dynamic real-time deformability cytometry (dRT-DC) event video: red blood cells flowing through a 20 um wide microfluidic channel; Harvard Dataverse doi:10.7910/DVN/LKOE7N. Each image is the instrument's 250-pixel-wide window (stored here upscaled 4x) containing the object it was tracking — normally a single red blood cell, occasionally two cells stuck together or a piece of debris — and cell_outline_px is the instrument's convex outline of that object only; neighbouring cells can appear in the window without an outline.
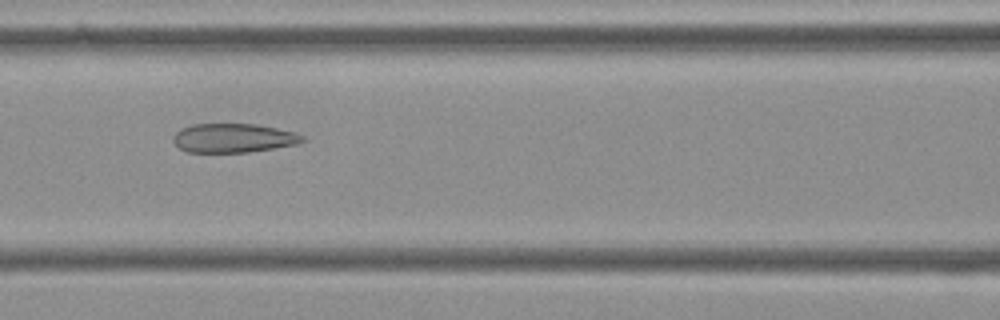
{"species": "Egyptian fruit bat (a non-hibernating species)", "species_latin": "Rousettus aegyptiacus", "temperature_condition": "cold", "stored_images_in_passage": 12, "camera_frame_rate_fps": 3000, "um_per_image_px": 0.085, "frame": {"image": 1, "passage_image": 4, "time_ms": 1.0, "image_size_px": [1000, 320], "cell_outline_px": [[304, 140], [296, 144], [248, 152], [188, 152], [180, 148], [172, 140], [172, 136], [176, 132], [192, 124], [256, 124], [296, 132], [304, 136]], "centroid_in_image_um": [19.83, 11.73], "position_along_channel_um": 146.8, "area_um2": 21.68}}
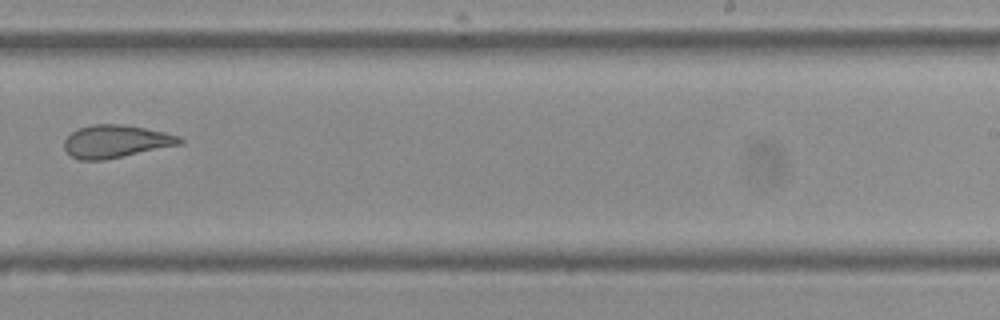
{"frame": {"image": 2, "passage_image": 7, "time_ms": 2.0, "image_size_px": [1000, 320], "cell_outline_px": [[184, 140], [180, 144], [104, 160], [80, 160], [72, 156], [64, 148], [64, 140], [72, 132], [80, 128], [92, 124], [120, 124], [144, 128], [164, 132], [180, 136]], "centroid_in_image_um": [9.83, 12.01], "position_along_channel_um": 279.2, "area_um2": 21.73}}
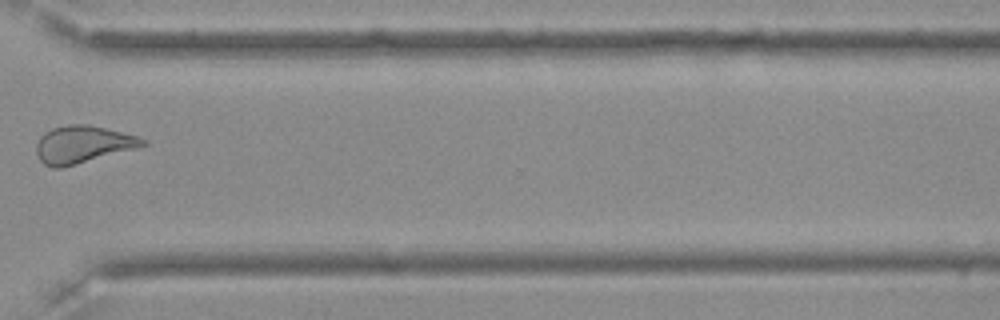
{"frame": {"image": 3, "passage_image": 9, "time_ms": 2.667, "image_size_px": [1000, 320], "cell_outline_px": [[148, 144], [140, 148], [60, 168], [52, 168], [44, 164], [40, 160], [36, 152], [36, 144], [40, 136], [44, 132], [52, 128], [68, 124], [88, 124], [136, 136], [148, 140]], "centroid_in_image_um": [7.04, 12.28], "position_along_channel_um": 363.6, "area_um2": 23.29}}